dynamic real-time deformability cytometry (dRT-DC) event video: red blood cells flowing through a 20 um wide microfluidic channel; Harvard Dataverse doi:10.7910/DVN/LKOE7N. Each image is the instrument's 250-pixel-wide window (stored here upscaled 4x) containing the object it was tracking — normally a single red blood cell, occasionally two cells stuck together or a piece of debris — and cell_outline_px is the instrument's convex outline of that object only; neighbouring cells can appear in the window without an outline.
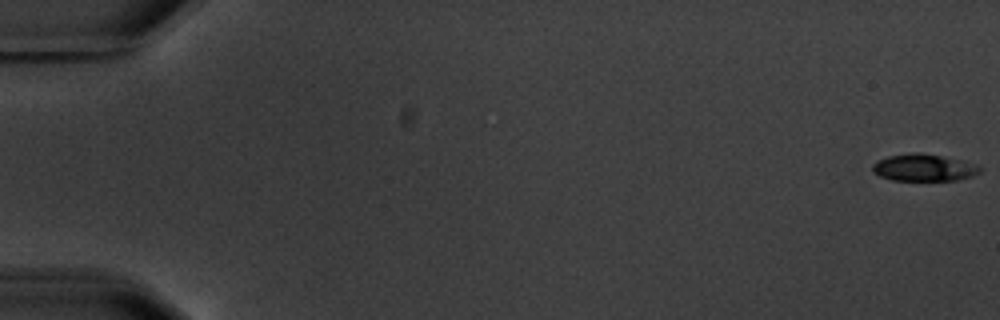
{"species": "common noctule bat (a hibernating species)", "species_latin": "Nyctalus noctula", "temperature_condition": "warm", "stored_images_in_passage": 8, "camera_frame_rate_fps": 3000, "um_per_image_px": 0.085, "animal": {"sex": "male", "body_mass_g": 20.1, "forearm_length_mm": 53.5}, "frame": {"image": 1, "passage_image": 1, "time_ms": 0.0, "image_size_px": [1000, 320], "cell_outline_px": [[984, 168], [980, 172], [972, 176], [956, 180], [892, 180], [880, 176], [872, 172], [872, 164], [876, 160], [888, 156], [912, 152], [920, 152], [960, 160], [976, 164]], "centroid_in_image_um": [78.5, 14.24], "position_along_channel_um": 6.5, "area_um2": 16.99}}
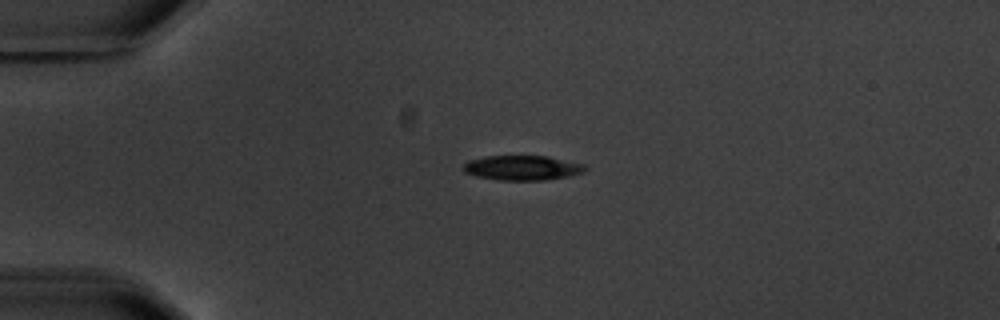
{"frame": {"image": 2, "passage_image": 5, "time_ms": 4.667, "image_size_px": [1000, 320], "cell_outline_px": [[588, 168], [584, 172], [568, 176], [548, 180], [500, 180], [476, 176], [464, 172], [464, 164], [468, 160], [484, 156], [548, 156], [584, 164]], "centroid_in_image_um": [44.41, 14.26], "position_along_channel_um": 40.6, "area_um2": 17.63}}
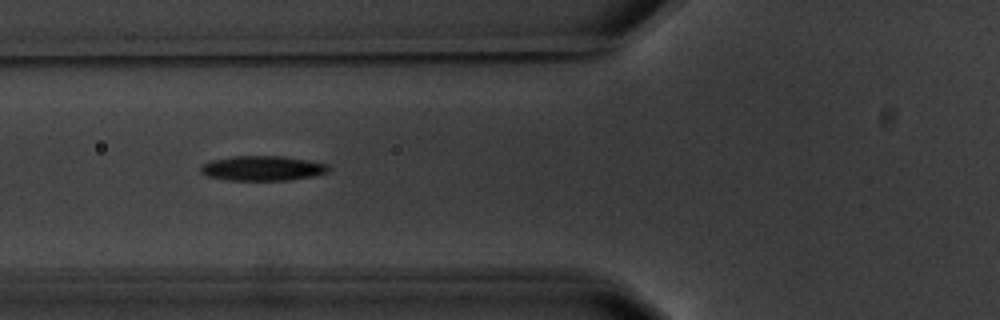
{"frame": {"image": 3, "passage_image": 7, "time_ms": 7.333, "image_size_px": [1000, 320], "cell_outline_px": [[332, 168], [328, 172], [312, 176], [288, 180], [228, 180], [208, 176], [200, 172], [200, 164], [212, 160], [232, 156], [284, 156], [308, 160], [328, 164]], "centroid_in_image_um": [22.32, 14.29], "position_along_channel_um": 103.5, "area_um2": 18.61}}